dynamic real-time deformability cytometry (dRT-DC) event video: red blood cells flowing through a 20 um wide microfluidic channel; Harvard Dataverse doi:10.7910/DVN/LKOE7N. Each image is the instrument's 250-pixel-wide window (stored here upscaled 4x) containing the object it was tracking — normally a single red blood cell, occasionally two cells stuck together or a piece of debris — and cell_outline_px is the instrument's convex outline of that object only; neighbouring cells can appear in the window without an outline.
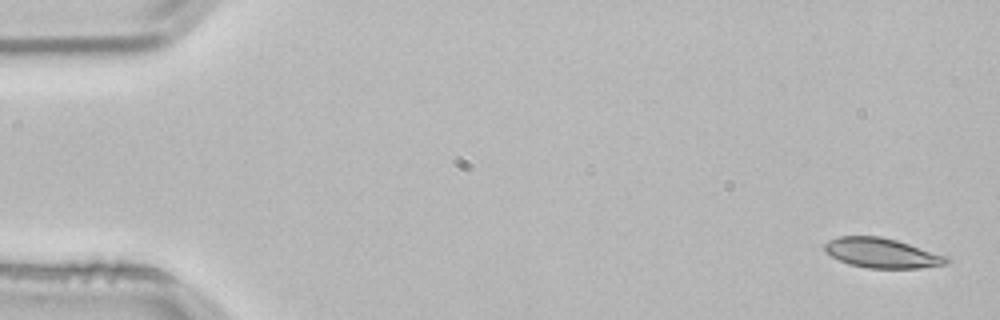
{"species": "common noctule bat (a hibernating species)", "species_latin": "Nyctalus noctula", "temperature_condition": "room temperature", "stored_images_in_passage": 5, "camera_frame_rate_fps": 3000, "um_per_image_px": 0.085, "animal": {"sex": "male", "body_mass_g": 21.5, "forearm_length_mm": 52.0}, "frame": {"image": 1, "passage_image": 1, "time_ms": 0.0, "image_size_px": [1000, 320], "cell_outline_px": [[952, 260], [944, 264], [920, 268], [868, 268], [848, 264], [824, 252], [824, 244], [828, 240], [840, 236], [880, 236], [896, 240], [948, 256]], "centroid_in_image_um": [74.95, 21.5], "position_along_channel_um": 10.1, "area_um2": 21.15}}